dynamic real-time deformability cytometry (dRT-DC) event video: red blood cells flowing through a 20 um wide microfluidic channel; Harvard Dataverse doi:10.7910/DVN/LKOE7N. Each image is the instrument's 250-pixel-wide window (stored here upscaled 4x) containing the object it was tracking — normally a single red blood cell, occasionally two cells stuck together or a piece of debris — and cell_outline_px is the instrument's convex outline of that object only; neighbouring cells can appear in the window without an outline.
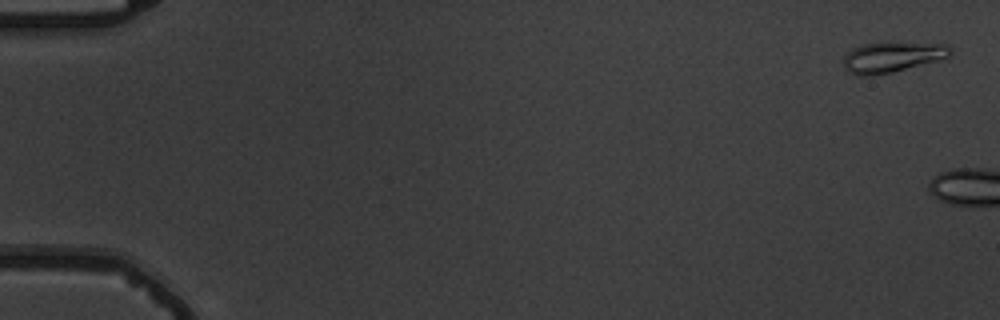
{"species": "common noctule bat (a hibernating species)", "species_latin": "Nyctalus noctula", "temperature_condition": "warm", "stored_images_in_passage": 4, "camera_frame_rate_fps": 3000, "um_per_image_px": 0.085, "animal": {"sex": "male", "body_mass_g": 19.5, "forearm_length_mm": 54.6}, "frame": {"image": 1, "passage_image": 1, "time_ms": 0.0, "image_size_px": [1000, 320], "cell_outline_px": [[952, 56], [892, 72], [868, 76], [856, 76], [848, 72], [844, 68], [844, 56], [852, 48], [860, 44], [948, 44], [952, 48]], "centroid_in_image_um": [75.8, 4.88], "position_along_channel_um": 9.2, "area_um2": 18.5}}